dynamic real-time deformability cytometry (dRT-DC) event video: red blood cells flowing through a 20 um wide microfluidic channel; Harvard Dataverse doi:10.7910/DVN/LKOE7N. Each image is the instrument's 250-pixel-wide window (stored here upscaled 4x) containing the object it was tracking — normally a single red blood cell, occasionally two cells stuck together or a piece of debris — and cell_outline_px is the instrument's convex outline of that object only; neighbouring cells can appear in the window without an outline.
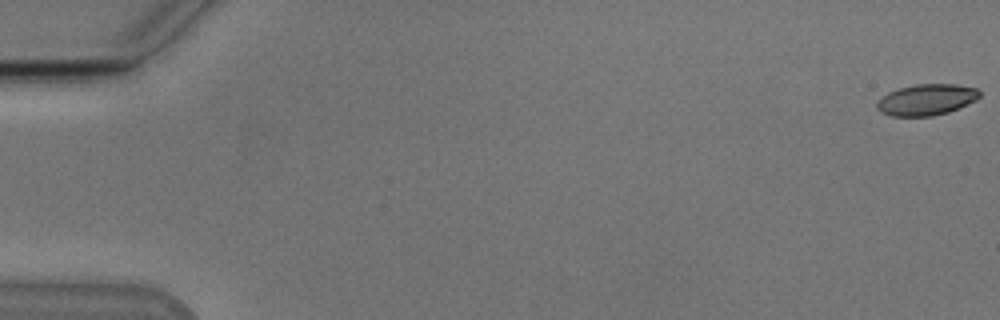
{"species": "Egyptian fruit bat (a non-hibernating species)", "species_latin": "Rousettus aegyptiacus", "temperature_condition": "cold", "stored_images_in_passage": 33, "camera_frame_rate_fps": 3000, "um_per_image_px": 0.085, "animal": {"sex": "male"}, "frame": {"image": 1, "passage_image": 1, "time_ms": 0.0, "image_size_px": [1000, 320], "cell_outline_px": [[980, 96], [976, 100], [948, 112], [932, 116], [892, 116], [880, 112], [876, 108], [876, 100], [888, 92], [900, 88], [916, 84], [956, 84], [976, 88], [980, 92]], "centroid_in_image_um": [78.71, 8.47], "position_along_channel_um": 6.3, "area_um2": 18.67}}
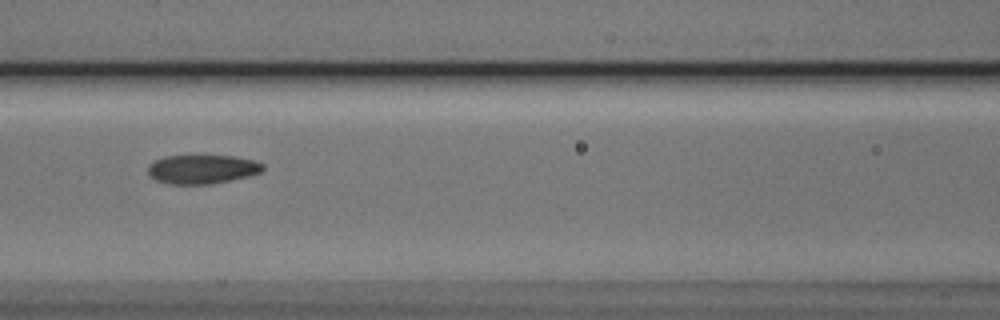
{"frame": {"image": 2, "passage_image": 25, "time_ms": 8.0, "image_size_px": [1000, 320], "cell_outline_px": [[264, 168], [260, 172], [248, 176], [212, 184], [168, 184], [156, 180], [148, 176], [148, 164], [164, 156], [232, 156], [252, 160], [264, 164]], "centroid_in_image_um": [17.14, 14.39], "position_along_channel_um": 149.5, "area_um2": 19.36}}
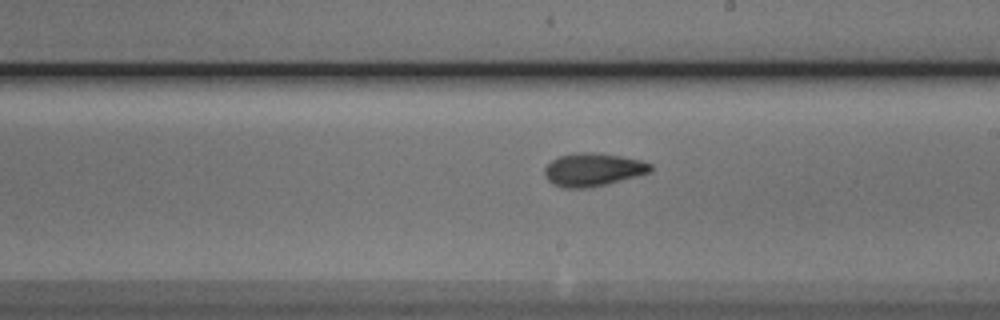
{"frame": {"image": 3, "passage_image": 32, "time_ms": 10.333, "image_size_px": [1000, 320], "cell_outline_px": [[652, 168], [648, 172], [636, 176], [608, 184], [588, 188], [564, 188], [552, 184], [548, 180], [544, 172], [544, 168], [552, 160], [560, 156], [576, 152], [592, 152], [620, 156], [640, 160], [652, 164]], "centroid_in_image_um": [50.37, 14.42], "position_along_channel_um": 238.6, "area_um2": 20.35}}